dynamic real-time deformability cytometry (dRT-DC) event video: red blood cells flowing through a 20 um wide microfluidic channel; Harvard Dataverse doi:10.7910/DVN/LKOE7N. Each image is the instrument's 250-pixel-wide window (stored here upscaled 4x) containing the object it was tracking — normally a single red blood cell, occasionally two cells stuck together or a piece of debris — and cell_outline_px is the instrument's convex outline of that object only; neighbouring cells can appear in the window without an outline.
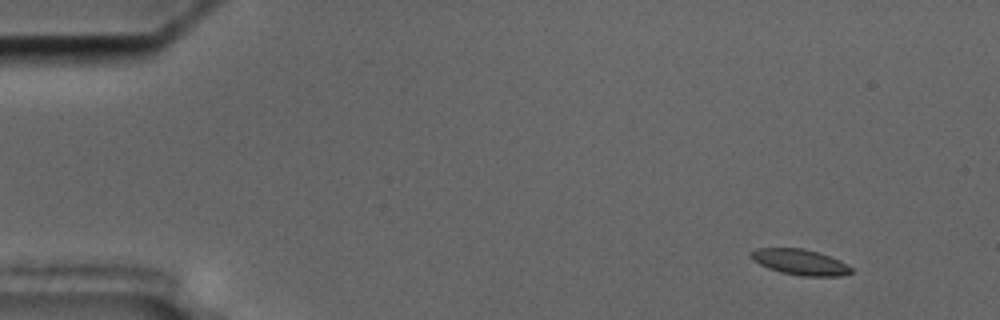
{"species": "common noctule bat (a hibernating species)", "species_latin": "Nyctalus noctula", "temperature_condition": "cold", "stored_images_in_passage": 52, "camera_frame_rate_fps": 3000, "um_per_image_px": 0.085, "animal": {"sex": "male", "body_mass_g": 17.5, "forearm_length_mm": 52.3}, "frame": {"image": 1, "passage_image": 1, "time_ms": 0.0, "image_size_px": [1000, 320], "cell_outline_px": [[852, 272], [840, 276], [800, 276], [780, 272], [768, 268], [752, 260], [752, 252], [756, 248], [804, 248], [840, 260], [852, 268]], "centroid_in_image_um": [68.01, 22.28], "position_along_channel_um": 17.0, "area_um2": 14.85}}
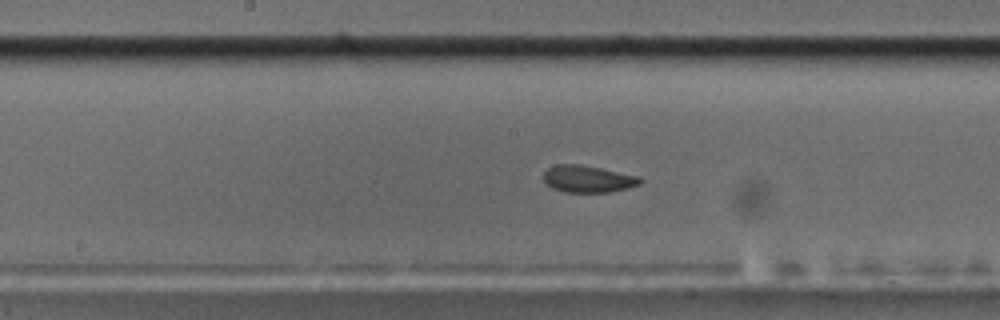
{"frame": {"image": 2, "passage_image": 25, "time_ms": 8.0, "image_size_px": [1000, 320], "cell_outline_px": [[644, 180], [640, 184], [628, 188], [608, 192], [564, 192], [552, 188], [544, 180], [544, 172], [548, 168], [556, 164], [580, 164], [640, 176]], "centroid_in_image_um": [50.0, 15.21], "position_along_channel_um": 198.2, "area_um2": 15.2}}
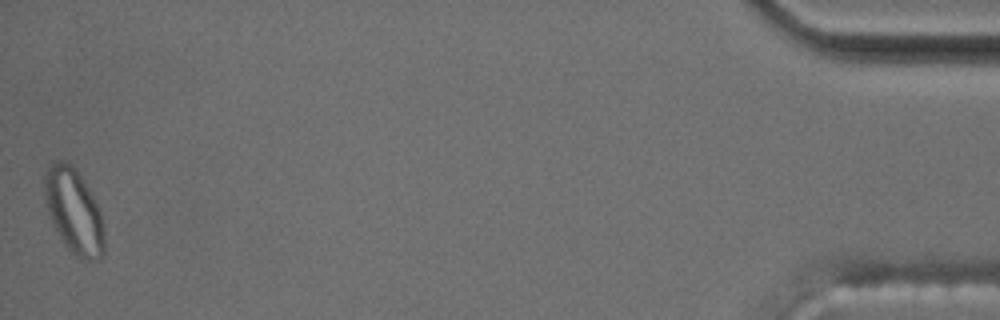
{"frame": {"image": 3, "passage_image": 52, "time_ms": 17.0, "image_size_px": [1000, 320], "cell_outline_px": [[104, 252], [100, 260], [80, 260], [64, 244], [52, 224], [48, 212], [44, 192], [44, 176], [48, 168], [56, 160], [68, 160], [76, 168], [92, 192], [100, 208], [104, 228]], "centroid_in_image_um": [6.3, 17.94], "position_along_channel_um": 428.9, "area_um2": 30.06}, "authors_computed_cell_mechanics": {"area_um2": 15.5482, "velocity_mm_per_s": 3.5727, "shape_relaxation_time_tau1_ms": null, "shape_relaxation_time_tau2_ms": 2.2414, "deformation_change_tau1": null, "deformation_change_tau2": 0.0582}}